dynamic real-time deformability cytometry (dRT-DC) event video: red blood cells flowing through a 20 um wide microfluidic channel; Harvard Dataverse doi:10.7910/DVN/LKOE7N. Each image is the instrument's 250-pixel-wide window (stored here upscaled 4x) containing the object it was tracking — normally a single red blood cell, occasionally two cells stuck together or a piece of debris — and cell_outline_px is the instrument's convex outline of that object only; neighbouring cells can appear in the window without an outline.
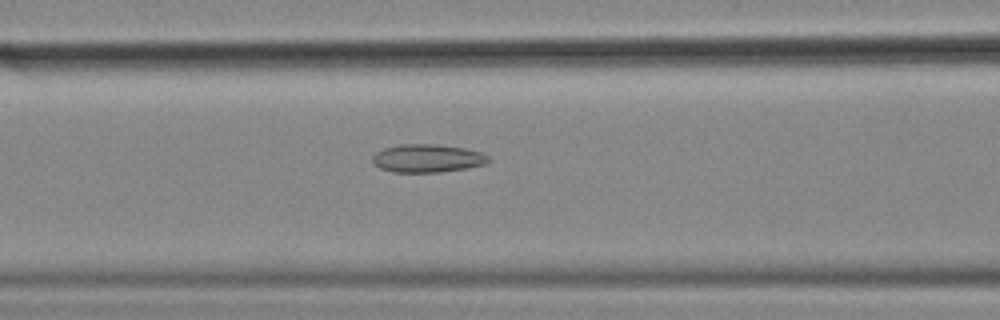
{"species": "common noctule bat (a hibernating species)", "species_latin": "Nyctalus noctula", "temperature_condition": "cold", "stored_images_in_passage": 56, "camera_frame_rate_fps": 3000, "um_per_image_px": 0.085, "animal": {"sex": "female", "body_mass_g": 18.4}, "frame": {"image": 1, "passage_image": 23, "time_ms": 7.333, "image_size_px": [1000, 320], "cell_outline_px": [[492, 160], [484, 164], [468, 168], [440, 172], [392, 172], [380, 168], [372, 160], [372, 156], [376, 152], [384, 148], [400, 144], [436, 144], [464, 148], [480, 152], [488, 156]], "centroid_in_image_um": [36.33, 13.45], "position_along_channel_um": 130.3, "area_um2": 19.02}}
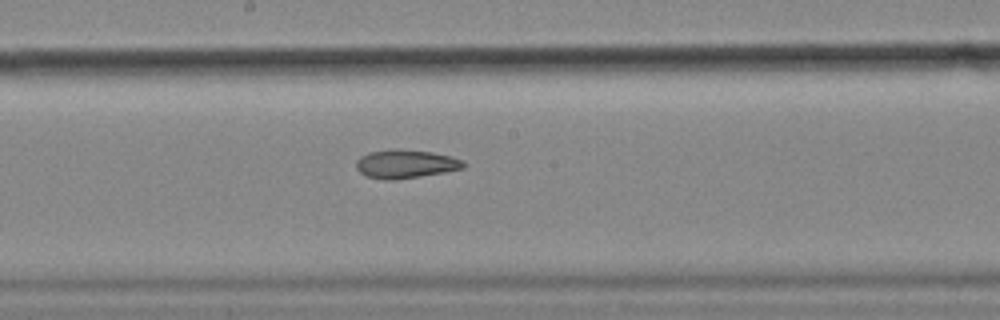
{"frame": {"image": 2, "passage_image": 30, "time_ms": 9.667, "image_size_px": [1000, 320], "cell_outline_px": [[468, 164], [464, 168], [444, 172], [396, 180], [384, 180], [364, 176], [356, 168], [356, 160], [360, 156], [368, 152], [396, 148], [400, 148], [432, 152], [452, 156], [464, 160]], "centroid_in_image_um": [34.48, 13.93], "position_along_channel_um": 213.7, "area_um2": 18.26}}
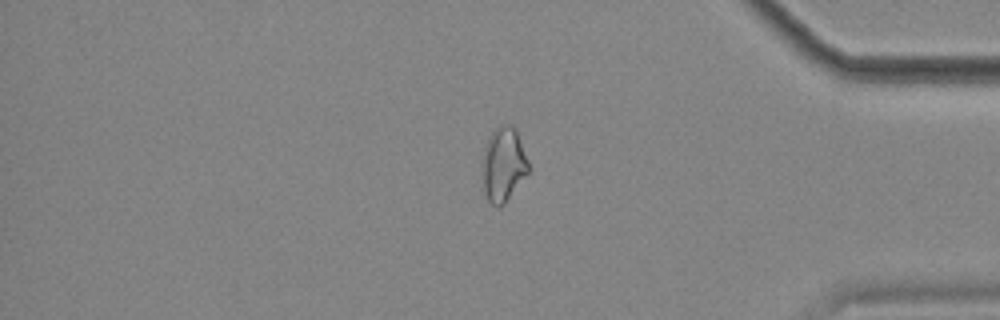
{"frame": {"image": 3, "passage_image": 47, "time_ms": 15.333, "image_size_px": [1000, 320], "cell_outline_px": [[532, 168], [504, 204], [500, 208], [496, 208], [488, 200], [484, 192], [480, 160], [484, 148], [492, 132], [500, 124], [512, 124], [516, 128]], "centroid_in_image_um": [42.79, 13.98], "position_along_channel_um": 392.4, "area_um2": 20.69}, "authors_computed_cell_mechanics": {"area_um2": 20.6346, "velocity_mm_per_s": 3.583, "shape_relaxation_time_tau1_ms": null, "shape_relaxation_time_tau2_ms": 3.4378, "deformation_change_tau1": null, "deformation_change_tau2": 0.0969}}